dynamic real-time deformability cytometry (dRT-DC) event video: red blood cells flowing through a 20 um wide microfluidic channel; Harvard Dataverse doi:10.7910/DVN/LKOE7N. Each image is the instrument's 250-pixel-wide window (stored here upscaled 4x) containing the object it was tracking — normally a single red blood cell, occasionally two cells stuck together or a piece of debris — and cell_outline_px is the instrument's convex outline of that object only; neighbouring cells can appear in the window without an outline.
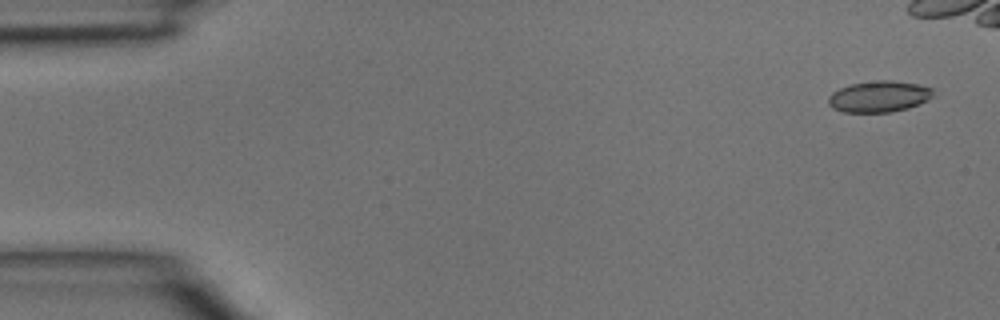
{"species": "common noctule bat (a hibernating species)", "species_latin": "Nyctalus noctula", "temperature_condition": "room temperature", "stored_images_in_passage": 7, "camera_frame_rate_fps": 3000, "um_per_image_px": 0.085, "animal": {"sex": "male", "body_mass_g": 15.6}, "frame": {"image": 1, "passage_image": 1, "time_ms": 0.0, "image_size_px": [1000, 320], "cell_outline_px": [[932, 96], [928, 100], [908, 108], [892, 112], [844, 112], [832, 108], [828, 104], [828, 96], [832, 92], [840, 88], [852, 84], [876, 80], [892, 80], [920, 84], [932, 88]], "centroid_in_image_um": [74.71, 8.2], "position_along_channel_um": 10.3, "area_um2": 19.13}}